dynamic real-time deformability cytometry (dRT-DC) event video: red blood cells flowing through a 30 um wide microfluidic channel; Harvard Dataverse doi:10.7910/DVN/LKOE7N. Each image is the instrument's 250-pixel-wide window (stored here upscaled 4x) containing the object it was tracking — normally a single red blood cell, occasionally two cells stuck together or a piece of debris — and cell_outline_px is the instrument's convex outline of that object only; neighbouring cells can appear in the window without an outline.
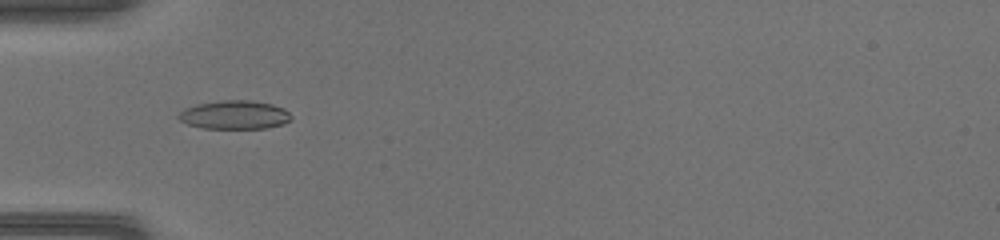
{"species": "common noctule bat (a hibernating species)", "species_latin": "Nyctalus noctula", "temperature_condition": "warm", "stored_images_in_passage": 50, "camera_frame_rate_fps": 3000, "um_per_image_px": 0.085, "animal": {"sex": "female", "body_mass_g": 17.0, "forearm_length_mm": 48.0}, "frame": {"image": 1, "passage_image": 18, "time_ms": 5.667, "image_size_px": [1000, 240], "cell_outline_px": [[292, 120], [284, 124], [268, 128], [204, 128], [188, 124], [180, 120], [176, 116], [184, 108], [196, 104], [220, 100], [252, 100], [272, 104], [284, 108], [292, 116]], "centroid_in_image_um": [19.96, 9.75], "position_along_channel_um": 65.0, "area_um2": 18.96}}
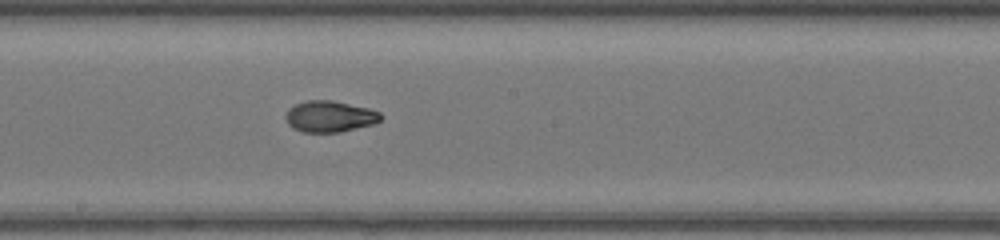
{"frame": {"image": 2, "passage_image": 29, "time_ms": 9.333, "image_size_px": [1000, 240], "cell_outline_px": [[384, 116], [376, 124], [340, 132], [304, 132], [292, 128], [288, 124], [284, 116], [288, 108], [296, 104], [308, 100], [332, 100], [368, 108], [380, 112]], "centroid_in_image_um": [28.04, 9.9], "position_along_channel_um": 220.2, "area_um2": 17.51}}
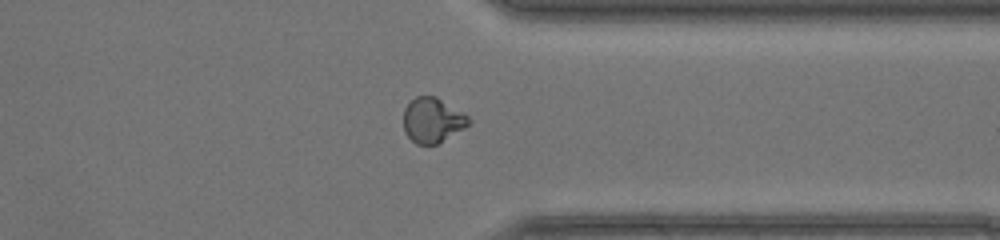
{"frame": {"image": 3, "passage_image": 40, "time_ms": 13.0, "image_size_px": [1000, 240], "cell_outline_px": [[472, 120], [464, 128], [436, 144], [416, 144], [404, 132], [404, 108], [416, 96], [436, 96], [468, 116]], "centroid_in_image_um": [36.75, 10.21], "position_along_channel_um": 374.7, "area_um2": 16.82}, "authors_computed_cell_mechanics": {"area_um2": 17.7735, "velocity_mm_per_s": 4.2706, "shape_relaxation_time_tau1_ms": null, "shape_relaxation_time_tau2_ms": 1.2867, "deformation_change_tau1": null, "deformation_change_tau2": 0.053}}